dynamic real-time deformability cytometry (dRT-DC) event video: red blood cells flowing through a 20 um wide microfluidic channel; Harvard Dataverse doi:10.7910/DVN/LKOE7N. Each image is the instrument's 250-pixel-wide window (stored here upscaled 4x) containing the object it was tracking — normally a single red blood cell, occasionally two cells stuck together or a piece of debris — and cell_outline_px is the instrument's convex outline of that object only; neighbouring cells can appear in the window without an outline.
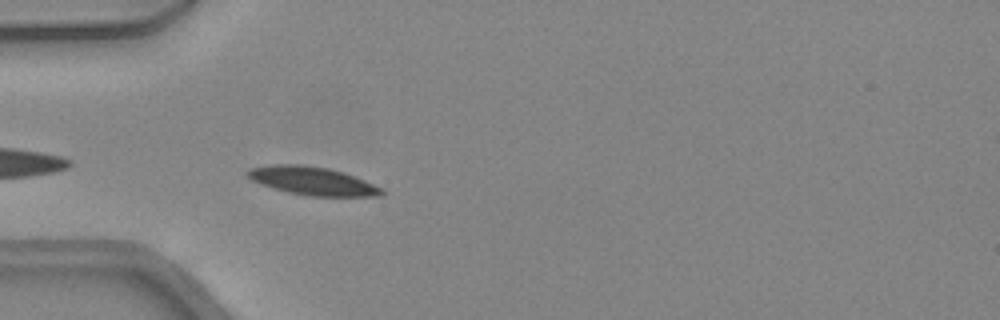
{"species": "common noctule bat (a hibernating species)", "species_latin": "Nyctalus noctula", "temperature_condition": "warm", "stored_images_in_passage": 6, "camera_frame_rate_fps": 3000, "um_per_image_px": 0.085, "animal": {"sex": "female", "body_mass_g": 24.6, "forearm_length_mm": 56.2}, "frame": {"image": 1, "passage_image": 2, "time_ms": 0.333, "image_size_px": [1000, 320], "cell_outline_px": [[384, 196], [312, 196], [288, 192], [260, 184], [252, 180], [244, 172], [248, 168], [272, 164], [300, 164], [328, 168], [344, 172], [364, 180], [380, 188], [384, 192]], "centroid_in_image_um": [26.52, 15.37], "position_along_channel_um": 58.5, "area_um2": 22.02}}